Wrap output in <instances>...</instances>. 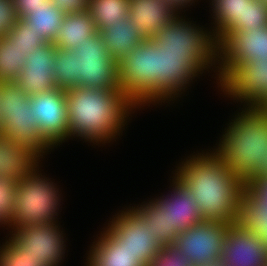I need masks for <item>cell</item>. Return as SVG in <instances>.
Listing matches in <instances>:
<instances>
[{
    "instance_id": "obj_1",
    "label": "cell",
    "mask_w": 267,
    "mask_h": 266,
    "mask_svg": "<svg viewBox=\"0 0 267 266\" xmlns=\"http://www.w3.org/2000/svg\"><path fill=\"white\" fill-rule=\"evenodd\" d=\"M176 173L200 206L203 220L239 221L241 192L246 184L215 154L192 157Z\"/></svg>"
},
{
    "instance_id": "obj_2",
    "label": "cell",
    "mask_w": 267,
    "mask_h": 266,
    "mask_svg": "<svg viewBox=\"0 0 267 266\" xmlns=\"http://www.w3.org/2000/svg\"><path fill=\"white\" fill-rule=\"evenodd\" d=\"M69 136L101 143L121 130L136 104L121 89L74 87L66 90ZM115 134V135H114Z\"/></svg>"
},
{
    "instance_id": "obj_3",
    "label": "cell",
    "mask_w": 267,
    "mask_h": 266,
    "mask_svg": "<svg viewBox=\"0 0 267 266\" xmlns=\"http://www.w3.org/2000/svg\"><path fill=\"white\" fill-rule=\"evenodd\" d=\"M248 108L231 123L215 151L245 184L258 178L267 163V111L250 104Z\"/></svg>"
},
{
    "instance_id": "obj_4",
    "label": "cell",
    "mask_w": 267,
    "mask_h": 266,
    "mask_svg": "<svg viewBox=\"0 0 267 266\" xmlns=\"http://www.w3.org/2000/svg\"><path fill=\"white\" fill-rule=\"evenodd\" d=\"M1 132L21 143L38 157L51 145L42 137L30 106V95L15 82H0ZM40 154V155H39Z\"/></svg>"
},
{
    "instance_id": "obj_5",
    "label": "cell",
    "mask_w": 267,
    "mask_h": 266,
    "mask_svg": "<svg viewBox=\"0 0 267 266\" xmlns=\"http://www.w3.org/2000/svg\"><path fill=\"white\" fill-rule=\"evenodd\" d=\"M156 43L147 38L118 61L120 89L136 105L155 102Z\"/></svg>"
},
{
    "instance_id": "obj_6",
    "label": "cell",
    "mask_w": 267,
    "mask_h": 266,
    "mask_svg": "<svg viewBox=\"0 0 267 266\" xmlns=\"http://www.w3.org/2000/svg\"><path fill=\"white\" fill-rule=\"evenodd\" d=\"M37 175L35 168L18 184L14 225L52 224L59 198L55 186Z\"/></svg>"
},
{
    "instance_id": "obj_7",
    "label": "cell",
    "mask_w": 267,
    "mask_h": 266,
    "mask_svg": "<svg viewBox=\"0 0 267 266\" xmlns=\"http://www.w3.org/2000/svg\"><path fill=\"white\" fill-rule=\"evenodd\" d=\"M79 86L96 89H120L118 61L106 50L99 31L90 36L83 45L76 46Z\"/></svg>"
},
{
    "instance_id": "obj_8",
    "label": "cell",
    "mask_w": 267,
    "mask_h": 266,
    "mask_svg": "<svg viewBox=\"0 0 267 266\" xmlns=\"http://www.w3.org/2000/svg\"><path fill=\"white\" fill-rule=\"evenodd\" d=\"M230 224L203 220L178 234L174 246L184 253L194 266L221 261Z\"/></svg>"
},
{
    "instance_id": "obj_9",
    "label": "cell",
    "mask_w": 267,
    "mask_h": 266,
    "mask_svg": "<svg viewBox=\"0 0 267 266\" xmlns=\"http://www.w3.org/2000/svg\"><path fill=\"white\" fill-rule=\"evenodd\" d=\"M203 69L189 51L161 50L156 44L155 101L171 98Z\"/></svg>"
},
{
    "instance_id": "obj_10",
    "label": "cell",
    "mask_w": 267,
    "mask_h": 266,
    "mask_svg": "<svg viewBox=\"0 0 267 266\" xmlns=\"http://www.w3.org/2000/svg\"><path fill=\"white\" fill-rule=\"evenodd\" d=\"M182 20L176 17L169 24L164 25L152 37L153 41L161 47V50L189 51L206 67L217 56L216 38Z\"/></svg>"
},
{
    "instance_id": "obj_11",
    "label": "cell",
    "mask_w": 267,
    "mask_h": 266,
    "mask_svg": "<svg viewBox=\"0 0 267 266\" xmlns=\"http://www.w3.org/2000/svg\"><path fill=\"white\" fill-rule=\"evenodd\" d=\"M222 53L219 70L220 83L241 63L258 58L267 59V27L258 30L249 28L228 33L218 43V56Z\"/></svg>"
},
{
    "instance_id": "obj_12",
    "label": "cell",
    "mask_w": 267,
    "mask_h": 266,
    "mask_svg": "<svg viewBox=\"0 0 267 266\" xmlns=\"http://www.w3.org/2000/svg\"><path fill=\"white\" fill-rule=\"evenodd\" d=\"M30 106L42 137L51 146L69 138L66 90L56 88L34 94Z\"/></svg>"
},
{
    "instance_id": "obj_13",
    "label": "cell",
    "mask_w": 267,
    "mask_h": 266,
    "mask_svg": "<svg viewBox=\"0 0 267 266\" xmlns=\"http://www.w3.org/2000/svg\"><path fill=\"white\" fill-rule=\"evenodd\" d=\"M113 221L107 231L143 266H148L161 249L154 239V232L146 228L145 221L134 209L123 211Z\"/></svg>"
},
{
    "instance_id": "obj_14",
    "label": "cell",
    "mask_w": 267,
    "mask_h": 266,
    "mask_svg": "<svg viewBox=\"0 0 267 266\" xmlns=\"http://www.w3.org/2000/svg\"><path fill=\"white\" fill-rule=\"evenodd\" d=\"M55 224H35L15 227L11 241L26 256L38 257L46 266H57L65 245ZM58 228V230H57Z\"/></svg>"
},
{
    "instance_id": "obj_15",
    "label": "cell",
    "mask_w": 267,
    "mask_h": 266,
    "mask_svg": "<svg viewBox=\"0 0 267 266\" xmlns=\"http://www.w3.org/2000/svg\"><path fill=\"white\" fill-rule=\"evenodd\" d=\"M221 262L224 266H267V245L239 222L230 224Z\"/></svg>"
},
{
    "instance_id": "obj_16",
    "label": "cell",
    "mask_w": 267,
    "mask_h": 266,
    "mask_svg": "<svg viewBox=\"0 0 267 266\" xmlns=\"http://www.w3.org/2000/svg\"><path fill=\"white\" fill-rule=\"evenodd\" d=\"M220 84L226 94L256 106L267 95V59L239 64Z\"/></svg>"
},
{
    "instance_id": "obj_17",
    "label": "cell",
    "mask_w": 267,
    "mask_h": 266,
    "mask_svg": "<svg viewBox=\"0 0 267 266\" xmlns=\"http://www.w3.org/2000/svg\"><path fill=\"white\" fill-rule=\"evenodd\" d=\"M56 49L54 43H44L27 55L24 68L15 81L26 94L32 96L57 88L53 68Z\"/></svg>"
},
{
    "instance_id": "obj_18",
    "label": "cell",
    "mask_w": 267,
    "mask_h": 266,
    "mask_svg": "<svg viewBox=\"0 0 267 266\" xmlns=\"http://www.w3.org/2000/svg\"><path fill=\"white\" fill-rule=\"evenodd\" d=\"M174 9L164 0H129L128 17L146 38H152L175 16Z\"/></svg>"
},
{
    "instance_id": "obj_19",
    "label": "cell",
    "mask_w": 267,
    "mask_h": 266,
    "mask_svg": "<svg viewBox=\"0 0 267 266\" xmlns=\"http://www.w3.org/2000/svg\"><path fill=\"white\" fill-rule=\"evenodd\" d=\"M174 194L166 198V219L168 230H175L178 233L186 230L192 225L203 221L200 206L196 203L195 197L186 186L176 177Z\"/></svg>"
},
{
    "instance_id": "obj_20",
    "label": "cell",
    "mask_w": 267,
    "mask_h": 266,
    "mask_svg": "<svg viewBox=\"0 0 267 266\" xmlns=\"http://www.w3.org/2000/svg\"><path fill=\"white\" fill-rule=\"evenodd\" d=\"M38 156L25 145L0 132V175L19 184L38 162Z\"/></svg>"
},
{
    "instance_id": "obj_21",
    "label": "cell",
    "mask_w": 267,
    "mask_h": 266,
    "mask_svg": "<svg viewBox=\"0 0 267 266\" xmlns=\"http://www.w3.org/2000/svg\"><path fill=\"white\" fill-rule=\"evenodd\" d=\"M107 52L119 61L129 54L138 44L143 43L147 38L134 27V22L125 17L111 27L103 28L100 31Z\"/></svg>"
},
{
    "instance_id": "obj_22",
    "label": "cell",
    "mask_w": 267,
    "mask_h": 266,
    "mask_svg": "<svg viewBox=\"0 0 267 266\" xmlns=\"http://www.w3.org/2000/svg\"><path fill=\"white\" fill-rule=\"evenodd\" d=\"M96 32L94 20L88 10L68 13L64 15L54 44L59 49H74L83 45Z\"/></svg>"
},
{
    "instance_id": "obj_23",
    "label": "cell",
    "mask_w": 267,
    "mask_h": 266,
    "mask_svg": "<svg viewBox=\"0 0 267 266\" xmlns=\"http://www.w3.org/2000/svg\"><path fill=\"white\" fill-rule=\"evenodd\" d=\"M103 236V237H102ZM90 252L89 266H143L107 230Z\"/></svg>"
},
{
    "instance_id": "obj_24",
    "label": "cell",
    "mask_w": 267,
    "mask_h": 266,
    "mask_svg": "<svg viewBox=\"0 0 267 266\" xmlns=\"http://www.w3.org/2000/svg\"><path fill=\"white\" fill-rule=\"evenodd\" d=\"M238 222L267 245V209L247 185L241 192Z\"/></svg>"
},
{
    "instance_id": "obj_25",
    "label": "cell",
    "mask_w": 267,
    "mask_h": 266,
    "mask_svg": "<svg viewBox=\"0 0 267 266\" xmlns=\"http://www.w3.org/2000/svg\"><path fill=\"white\" fill-rule=\"evenodd\" d=\"M134 210L143 218L146 228L154 232V239L161 247L174 245L179 233L168 230L165 199H157L136 209L134 207Z\"/></svg>"
},
{
    "instance_id": "obj_26",
    "label": "cell",
    "mask_w": 267,
    "mask_h": 266,
    "mask_svg": "<svg viewBox=\"0 0 267 266\" xmlns=\"http://www.w3.org/2000/svg\"><path fill=\"white\" fill-rule=\"evenodd\" d=\"M252 0H213L215 17L217 21L216 36L219 43L228 33L234 31L244 21L245 7Z\"/></svg>"
},
{
    "instance_id": "obj_27",
    "label": "cell",
    "mask_w": 267,
    "mask_h": 266,
    "mask_svg": "<svg viewBox=\"0 0 267 266\" xmlns=\"http://www.w3.org/2000/svg\"><path fill=\"white\" fill-rule=\"evenodd\" d=\"M64 15V12L47 2L43 7L33 9L23 20L48 43H54Z\"/></svg>"
},
{
    "instance_id": "obj_28",
    "label": "cell",
    "mask_w": 267,
    "mask_h": 266,
    "mask_svg": "<svg viewBox=\"0 0 267 266\" xmlns=\"http://www.w3.org/2000/svg\"><path fill=\"white\" fill-rule=\"evenodd\" d=\"M129 0H90V12L97 31L111 27L128 16Z\"/></svg>"
},
{
    "instance_id": "obj_29",
    "label": "cell",
    "mask_w": 267,
    "mask_h": 266,
    "mask_svg": "<svg viewBox=\"0 0 267 266\" xmlns=\"http://www.w3.org/2000/svg\"><path fill=\"white\" fill-rule=\"evenodd\" d=\"M27 54L7 37H0V82H15L24 68Z\"/></svg>"
},
{
    "instance_id": "obj_30",
    "label": "cell",
    "mask_w": 267,
    "mask_h": 266,
    "mask_svg": "<svg viewBox=\"0 0 267 266\" xmlns=\"http://www.w3.org/2000/svg\"><path fill=\"white\" fill-rule=\"evenodd\" d=\"M54 79L59 89L68 90L79 87L80 77L77 74V55L74 49H56Z\"/></svg>"
},
{
    "instance_id": "obj_31",
    "label": "cell",
    "mask_w": 267,
    "mask_h": 266,
    "mask_svg": "<svg viewBox=\"0 0 267 266\" xmlns=\"http://www.w3.org/2000/svg\"><path fill=\"white\" fill-rule=\"evenodd\" d=\"M13 44L20 47L27 55L36 47L48 43L37 34L23 19H18L12 30L6 35Z\"/></svg>"
},
{
    "instance_id": "obj_32",
    "label": "cell",
    "mask_w": 267,
    "mask_h": 266,
    "mask_svg": "<svg viewBox=\"0 0 267 266\" xmlns=\"http://www.w3.org/2000/svg\"><path fill=\"white\" fill-rule=\"evenodd\" d=\"M18 184L0 175V222L14 226L15 198ZM13 223V224H12Z\"/></svg>"
},
{
    "instance_id": "obj_33",
    "label": "cell",
    "mask_w": 267,
    "mask_h": 266,
    "mask_svg": "<svg viewBox=\"0 0 267 266\" xmlns=\"http://www.w3.org/2000/svg\"><path fill=\"white\" fill-rule=\"evenodd\" d=\"M0 266H46L38 257L26 256L9 239L0 251Z\"/></svg>"
},
{
    "instance_id": "obj_34",
    "label": "cell",
    "mask_w": 267,
    "mask_h": 266,
    "mask_svg": "<svg viewBox=\"0 0 267 266\" xmlns=\"http://www.w3.org/2000/svg\"><path fill=\"white\" fill-rule=\"evenodd\" d=\"M267 27V5L259 0H252L245 7L244 21L234 31H241L249 28L250 30H258Z\"/></svg>"
},
{
    "instance_id": "obj_35",
    "label": "cell",
    "mask_w": 267,
    "mask_h": 266,
    "mask_svg": "<svg viewBox=\"0 0 267 266\" xmlns=\"http://www.w3.org/2000/svg\"><path fill=\"white\" fill-rule=\"evenodd\" d=\"M148 266H194L191 260L174 245L161 247Z\"/></svg>"
},
{
    "instance_id": "obj_36",
    "label": "cell",
    "mask_w": 267,
    "mask_h": 266,
    "mask_svg": "<svg viewBox=\"0 0 267 266\" xmlns=\"http://www.w3.org/2000/svg\"><path fill=\"white\" fill-rule=\"evenodd\" d=\"M17 20L18 15L12 0H0V37L6 36Z\"/></svg>"
},
{
    "instance_id": "obj_37",
    "label": "cell",
    "mask_w": 267,
    "mask_h": 266,
    "mask_svg": "<svg viewBox=\"0 0 267 266\" xmlns=\"http://www.w3.org/2000/svg\"><path fill=\"white\" fill-rule=\"evenodd\" d=\"M90 0H50V3L65 14L88 10Z\"/></svg>"
},
{
    "instance_id": "obj_38",
    "label": "cell",
    "mask_w": 267,
    "mask_h": 266,
    "mask_svg": "<svg viewBox=\"0 0 267 266\" xmlns=\"http://www.w3.org/2000/svg\"><path fill=\"white\" fill-rule=\"evenodd\" d=\"M18 19L25 18L33 9L43 7L50 0H12Z\"/></svg>"
},
{
    "instance_id": "obj_39",
    "label": "cell",
    "mask_w": 267,
    "mask_h": 266,
    "mask_svg": "<svg viewBox=\"0 0 267 266\" xmlns=\"http://www.w3.org/2000/svg\"><path fill=\"white\" fill-rule=\"evenodd\" d=\"M246 185L263 201V209H267V178L252 179Z\"/></svg>"
},
{
    "instance_id": "obj_40",
    "label": "cell",
    "mask_w": 267,
    "mask_h": 266,
    "mask_svg": "<svg viewBox=\"0 0 267 266\" xmlns=\"http://www.w3.org/2000/svg\"><path fill=\"white\" fill-rule=\"evenodd\" d=\"M164 1H166L167 3H169L170 6L174 9V11L176 9V12H177L178 7L180 8V7L184 6V5H187L192 0H164Z\"/></svg>"
},
{
    "instance_id": "obj_41",
    "label": "cell",
    "mask_w": 267,
    "mask_h": 266,
    "mask_svg": "<svg viewBox=\"0 0 267 266\" xmlns=\"http://www.w3.org/2000/svg\"><path fill=\"white\" fill-rule=\"evenodd\" d=\"M256 106L267 111V95Z\"/></svg>"
},
{
    "instance_id": "obj_42",
    "label": "cell",
    "mask_w": 267,
    "mask_h": 266,
    "mask_svg": "<svg viewBox=\"0 0 267 266\" xmlns=\"http://www.w3.org/2000/svg\"><path fill=\"white\" fill-rule=\"evenodd\" d=\"M202 266H224V264L221 261H217L215 263H210Z\"/></svg>"
},
{
    "instance_id": "obj_43",
    "label": "cell",
    "mask_w": 267,
    "mask_h": 266,
    "mask_svg": "<svg viewBox=\"0 0 267 266\" xmlns=\"http://www.w3.org/2000/svg\"><path fill=\"white\" fill-rule=\"evenodd\" d=\"M258 178H267V163H265V171Z\"/></svg>"
},
{
    "instance_id": "obj_44",
    "label": "cell",
    "mask_w": 267,
    "mask_h": 266,
    "mask_svg": "<svg viewBox=\"0 0 267 266\" xmlns=\"http://www.w3.org/2000/svg\"><path fill=\"white\" fill-rule=\"evenodd\" d=\"M261 3L267 5V0H259Z\"/></svg>"
},
{
    "instance_id": "obj_45",
    "label": "cell",
    "mask_w": 267,
    "mask_h": 266,
    "mask_svg": "<svg viewBox=\"0 0 267 266\" xmlns=\"http://www.w3.org/2000/svg\"><path fill=\"white\" fill-rule=\"evenodd\" d=\"M1 125H2V117L0 116V132H1Z\"/></svg>"
}]
</instances>
